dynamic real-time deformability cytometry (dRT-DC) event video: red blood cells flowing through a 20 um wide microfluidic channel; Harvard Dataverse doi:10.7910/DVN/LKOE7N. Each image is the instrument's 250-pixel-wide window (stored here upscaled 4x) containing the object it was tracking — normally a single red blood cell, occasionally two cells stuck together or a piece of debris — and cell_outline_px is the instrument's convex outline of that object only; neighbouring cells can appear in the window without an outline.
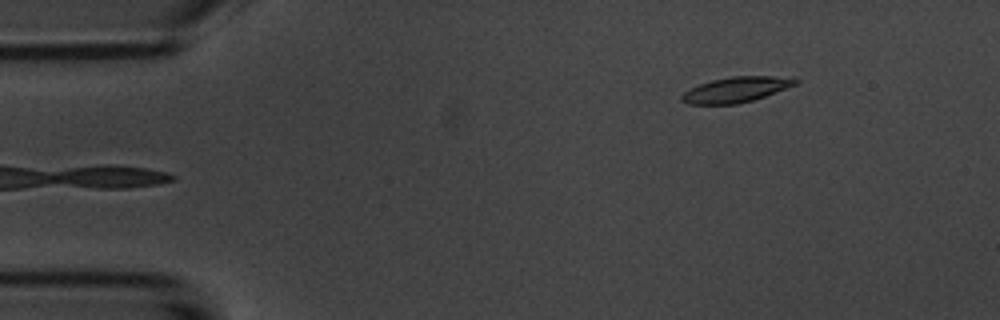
{"species": "common noctule bat (a hibernating species)", "species_latin": "Nyctalus noctula", "temperature_condition": "room temperature", "stored_images_in_passage": 49, "camera_frame_rate_fps": 3000, "um_per_image_px": 0.085, "animal": {"sex": "male", "body_mass_g": 20.1, "forearm_length_mm": 53.5}, "frame": {"image": 1, "passage_image": 2, "time_ms": 0.333, "image_size_px": [1000, 320], "cell_outline_px": [[800, 80], [796, 84], [764, 96], [752, 100], [736, 104], [688, 104], [680, 100], [680, 96], [684, 92], [700, 84], [712, 80], [732, 76], [796, 76]], "centroid_in_image_um": [62.6, 7.6], "position_along_channel_um": 22.4, "area_um2": 16.76}}
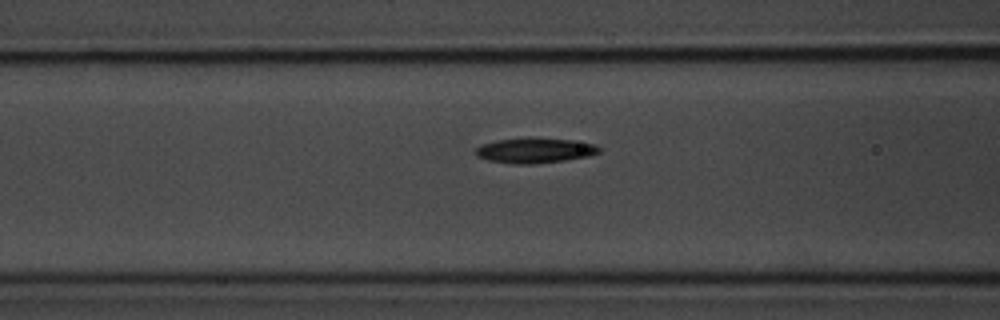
{"frame": {"image": 2, "passage_image": 16, "time_ms": 5.0, "image_size_px": [1000, 320], "cell_outline_px": [[600, 152], [588, 156], [564, 160], [532, 164], [512, 164], [488, 160], [476, 156], [472, 152], [480, 144], [496, 140], [532, 136], [572, 140], [596, 144], [600, 148]], "centroid_in_image_um": [45.41, 12.76], "position_along_channel_um": 121.2, "area_um2": 18.55}}
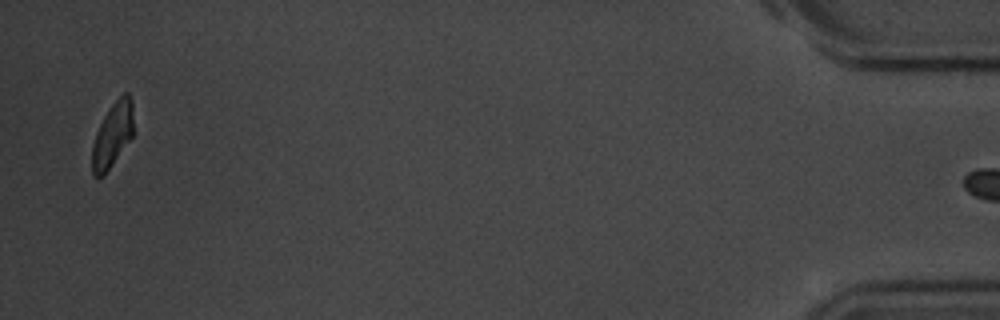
{"frame": {"image": 3, "passage_image": 48, "time_ms": 15.667, "image_size_px": [1000, 320], "cell_outline_px": [[132, 136], [108, 168], [100, 176], [92, 176], [92, 144], [96, 132], [104, 116], [112, 104], [124, 92], [128, 92], [132, 100]], "centroid_in_image_um": [9.54, 11.41], "position_along_channel_um": 425.7, "area_um2": 15.03}}